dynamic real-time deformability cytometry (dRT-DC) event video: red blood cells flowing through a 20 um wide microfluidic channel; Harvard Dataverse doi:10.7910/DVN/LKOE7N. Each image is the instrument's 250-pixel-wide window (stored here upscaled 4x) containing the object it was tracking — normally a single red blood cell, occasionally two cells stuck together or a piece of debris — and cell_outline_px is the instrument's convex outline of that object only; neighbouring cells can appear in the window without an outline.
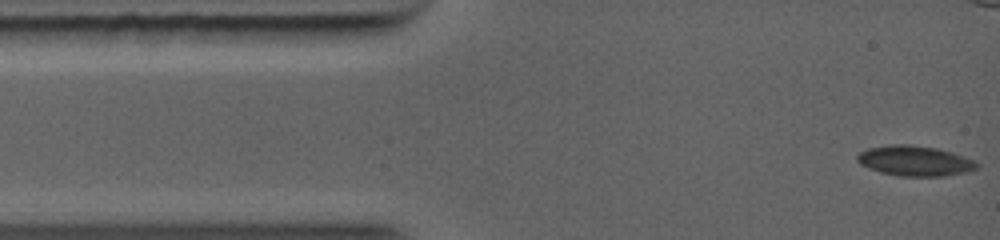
{"species": "common noctule bat (a hibernating species)", "species_latin": "Nyctalus noctula", "temperature_condition": "warm", "stored_images_in_passage": 7, "camera_frame_rate_fps": 5000, "um_per_image_px": 0.085, "animal": {"sex": "female", "body_mass_g": 19.0, "forearm_length_mm": 56.7}, "frame": {"image": 1, "passage_image": 1, "time_ms": 0.0, "image_size_px": [1000, 240], "cell_outline_px": [[980, 164], [976, 168], [964, 172], [944, 176], [900, 176], [880, 172], [868, 168], [860, 164], [856, 160], [856, 156], [860, 152], [868, 148], [888, 144], [908, 144], [936, 148], [952, 152], [976, 160]], "centroid_in_image_um": [77.74, 13.66], "position_along_channel_um": 7.3, "area_um2": 21.15}}